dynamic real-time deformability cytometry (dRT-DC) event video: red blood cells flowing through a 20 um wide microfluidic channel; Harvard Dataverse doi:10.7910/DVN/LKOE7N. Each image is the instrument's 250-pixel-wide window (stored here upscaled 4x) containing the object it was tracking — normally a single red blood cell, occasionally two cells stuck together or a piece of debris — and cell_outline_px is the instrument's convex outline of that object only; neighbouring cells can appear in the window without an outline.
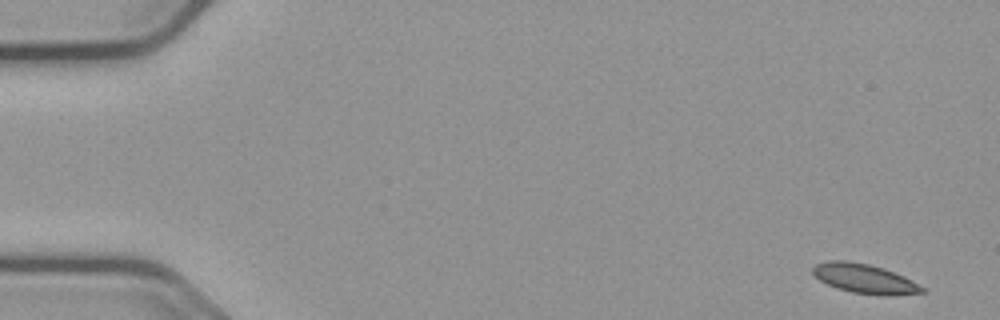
{"species": "common noctule bat (a hibernating species)", "species_latin": "Nyctalus noctula", "temperature_condition": "cold", "stored_images_in_passage": 55, "camera_frame_rate_fps": 3000, "um_per_image_px": 0.085, "animal": {"sex": "male", "body_mass_g": 23.1, "forearm_length_mm": 52.7}, "frame": {"image": 1, "passage_image": 1, "time_ms": 0.0, "image_size_px": [1000, 320], "cell_outline_px": [[924, 292], [888, 296], [880, 296], [852, 292], [836, 288], [820, 280], [812, 272], [812, 268], [816, 264], [828, 260], [844, 260], [868, 264], [884, 268], [904, 276], [924, 288]], "centroid_in_image_um": [73.47, 23.69], "position_along_channel_um": 11.5, "area_um2": 18.67}}
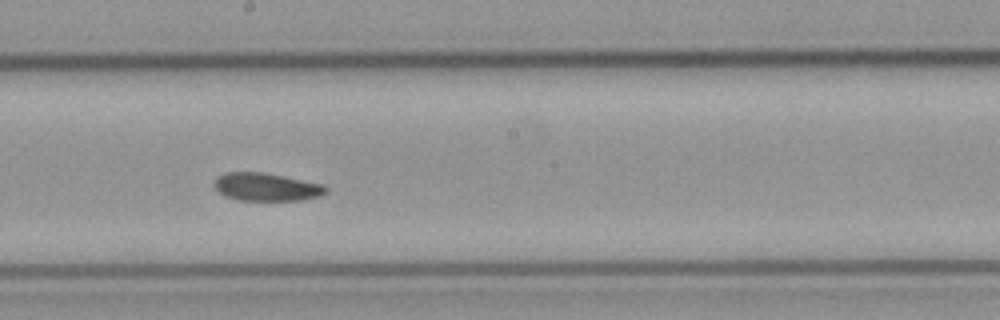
{"frame": {"image": 2, "passage_image": 30, "time_ms": 9.667, "image_size_px": [1000, 320], "cell_outline_px": [[328, 192], [320, 196], [300, 200], [236, 200], [224, 196], [212, 184], [216, 176], [224, 172], [260, 172], [284, 176], [324, 184], [328, 188]], "centroid_in_image_um": [22.63, 15.89], "position_along_channel_um": 225.6, "area_um2": 18.38}}
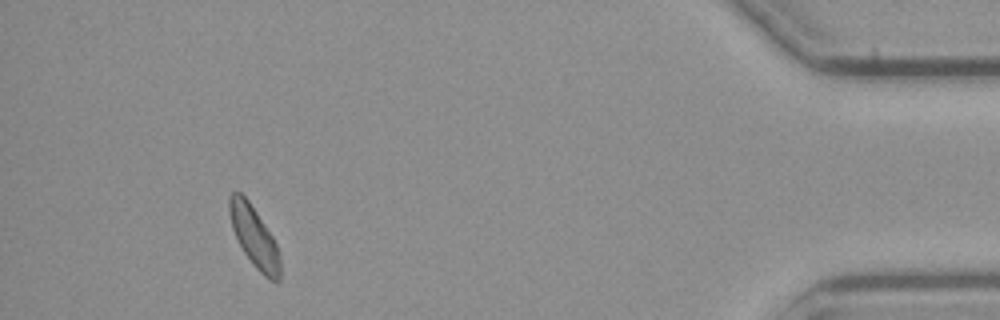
{"frame": {"image": 3, "passage_image": 51, "time_ms": 16.667, "image_size_px": [1000, 320], "cell_outline_px": [[280, 280], [268, 280], [252, 264], [244, 252], [232, 228], [228, 212], [228, 196], [232, 192], [240, 192], [248, 200], [272, 236], [276, 244], [280, 256]], "centroid_in_image_um": [21.59, 20.12], "position_along_channel_um": 413.6, "area_um2": 17.8}, "authors_computed_cell_mechanics": {"area_um2": 18.496, "velocity_mm_per_s": 3.6346, "shape_relaxation_time_tau1_ms": 4.6646, "shape_relaxation_time_tau2_ms": 3.8949, "deformation_change_tau1": 0.1037, "deformation_change_tau2": 0.0802}}